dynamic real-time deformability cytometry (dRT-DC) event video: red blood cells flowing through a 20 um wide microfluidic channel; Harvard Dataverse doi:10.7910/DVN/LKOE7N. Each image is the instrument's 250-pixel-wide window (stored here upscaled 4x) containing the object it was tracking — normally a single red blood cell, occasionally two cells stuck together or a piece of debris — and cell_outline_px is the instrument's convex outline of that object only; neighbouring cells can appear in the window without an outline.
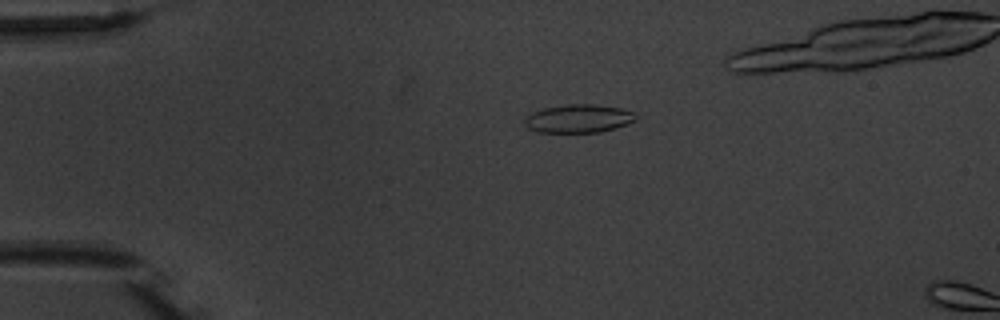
{"species": "common noctule bat (a hibernating species)", "species_latin": "Nyctalus noctula", "temperature_condition": "warm", "stored_images_in_passage": 5, "camera_frame_rate_fps": 3000, "um_per_image_px": 0.085, "animal": {"sex": "male", "body_mass_g": 20.1, "forearm_length_mm": 53.5}, "frame": {"image": 1, "passage_image": 4, "time_ms": 3.333, "image_size_px": [1000, 320], "cell_outline_px": [[636, 120], [616, 128], [600, 132], [540, 132], [528, 128], [524, 124], [524, 116], [532, 112], [544, 108], [568, 104], [592, 104], [620, 108], [636, 112]], "centroid_in_image_um": [49.17, 10.07], "position_along_channel_um": 35.8, "area_um2": 18.38}}